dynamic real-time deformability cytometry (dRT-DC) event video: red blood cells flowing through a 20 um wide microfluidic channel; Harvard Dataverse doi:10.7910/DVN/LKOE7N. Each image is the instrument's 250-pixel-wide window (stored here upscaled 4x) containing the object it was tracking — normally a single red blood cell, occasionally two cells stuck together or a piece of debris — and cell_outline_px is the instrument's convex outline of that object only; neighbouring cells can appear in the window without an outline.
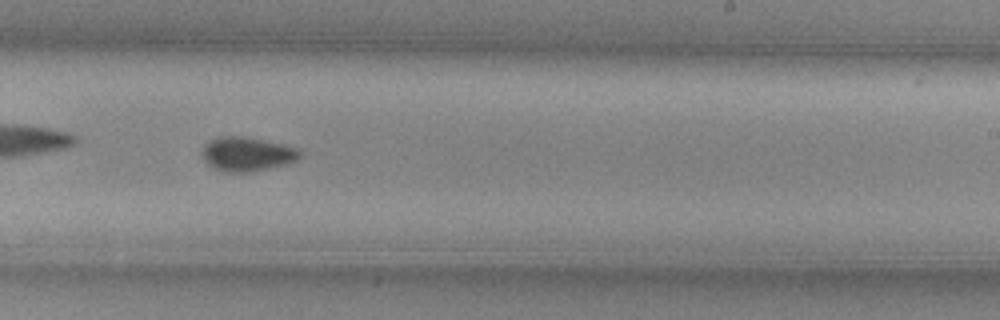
{"species": "common noctule bat (a hibernating species)", "species_latin": "Nyctalus noctula", "temperature_condition": "cold", "stored_images_in_passage": 37, "camera_frame_rate_fps": 3000, "um_per_image_px": 0.085, "animal": {"sex": "female", "body_mass_g": 29.2, "forearm_length_mm": 56.3}, "frame": {"image": 1, "passage_image": 21, "time_ms": 6.667, "image_size_px": [1000, 320], "cell_outline_px": [[300, 156], [296, 160], [288, 164], [248, 172], [224, 172], [208, 164], [204, 160], [200, 152], [204, 144], [220, 136], [244, 136], [280, 144], [296, 148], [300, 152]], "centroid_in_image_um": [20.95, 13.1], "position_along_channel_um": 268.0, "area_um2": 19.25}, "authors_computed_cell_mechanics": {"area_um2": 18.6116, "velocity_mm_per_s": 3.7241, "shape_relaxation_time_tau1_ms": 5.1626, "shape_relaxation_time_tau2_ms": 9.1693, "deformation_change_tau1": 0.0675, "deformation_change_tau2": 0.0933}}